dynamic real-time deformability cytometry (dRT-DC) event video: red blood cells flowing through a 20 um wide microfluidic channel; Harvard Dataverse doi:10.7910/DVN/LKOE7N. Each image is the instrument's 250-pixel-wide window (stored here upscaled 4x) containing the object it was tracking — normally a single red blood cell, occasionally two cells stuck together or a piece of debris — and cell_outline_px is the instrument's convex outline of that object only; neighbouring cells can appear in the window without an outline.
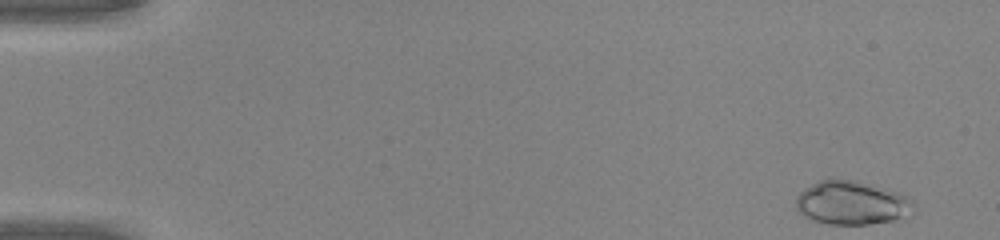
{"species": "common noctule bat (a hibernating species)", "species_latin": "Nyctalus noctula", "temperature_condition": "warm", "stored_images_in_passage": 47, "camera_frame_rate_fps": 3000, "um_per_image_px": 0.085, "animal": {"sex": "male", "body_mass_g": 20.0, "forearm_length_mm": 53.3}, "frame": {"image": 1, "passage_image": 1, "time_ms": 0.0, "image_size_px": [1000, 240], "cell_outline_px": [[912, 204], [900, 216], [892, 220], [868, 224], [828, 224], [812, 220], [804, 216], [796, 208], [796, 196], [800, 192], [812, 184], [820, 180], [852, 180], [896, 192], [912, 200]], "centroid_in_image_um": [72.26, 17.25], "position_along_channel_um": 12.7, "area_um2": 28.73}}
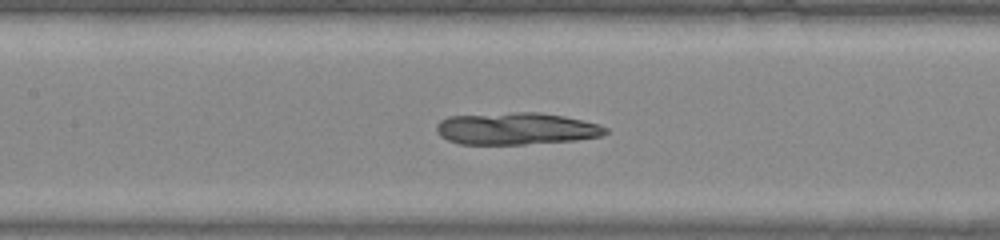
{"frame": {"image": 2, "passage_image": 22, "time_ms": 7.0, "image_size_px": [1000, 240], "cell_outline_px": [[608, 132], [600, 136], [576, 140], [524, 144], [460, 144], [448, 140], [440, 136], [436, 132], [436, 124], [440, 120], [448, 116], [516, 112], [540, 112], [564, 116], [600, 124], [608, 128]], "centroid_in_image_um": [43.86, 10.93], "position_along_channel_um": 163.5, "area_um2": 31.73}}
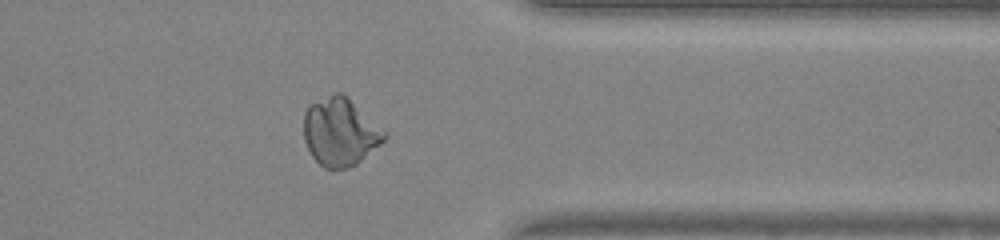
{"frame": {"image": 3, "passage_image": 38, "time_ms": 12.333, "image_size_px": [1000, 240], "cell_outline_px": [[388, 136], [380, 144], [356, 164], [348, 168], [324, 168], [312, 156], [304, 140], [304, 112], [312, 104], [336, 92], [340, 92], [384, 132]], "centroid_in_image_um": [28.86, 11.26], "position_along_channel_um": 382.5, "area_um2": 30.75}}